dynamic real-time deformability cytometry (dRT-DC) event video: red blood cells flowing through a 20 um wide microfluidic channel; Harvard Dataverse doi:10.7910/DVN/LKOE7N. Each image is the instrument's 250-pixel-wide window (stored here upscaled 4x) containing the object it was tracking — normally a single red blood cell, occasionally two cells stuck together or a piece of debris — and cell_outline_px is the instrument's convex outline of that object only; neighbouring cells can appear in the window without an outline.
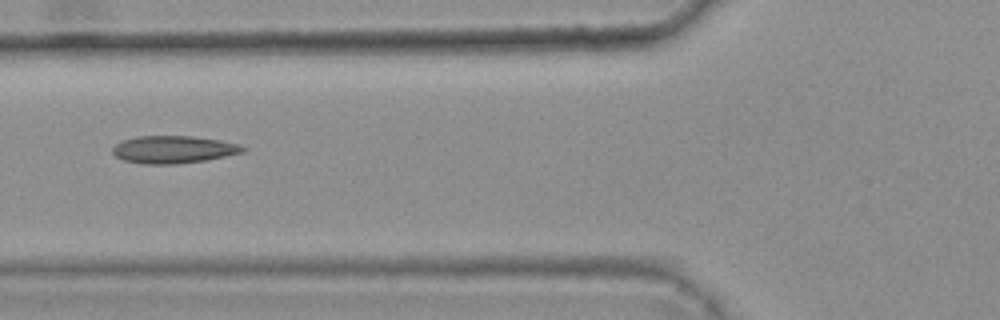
{"species": "common noctule bat (a hibernating species)", "species_latin": "Nyctalus noctula", "temperature_condition": "warm", "stored_images_in_passage": 6, "camera_frame_rate_fps": 3000, "um_per_image_px": 0.085, "animal": {"sex": "female", "body_mass_g": 25.1}, "frame": {"image": 1, "passage_image": 6, "time_ms": 1.667, "image_size_px": [1000, 320], "cell_outline_px": [[248, 148], [244, 152], [204, 160], [176, 164], [144, 164], [124, 160], [116, 156], [112, 152], [112, 148], [116, 144], [124, 140], [136, 136], [192, 136], [220, 140], [240, 144]], "centroid_in_image_um": [14.76, 12.7], "position_along_channel_um": 111.0, "area_um2": 20.81}}